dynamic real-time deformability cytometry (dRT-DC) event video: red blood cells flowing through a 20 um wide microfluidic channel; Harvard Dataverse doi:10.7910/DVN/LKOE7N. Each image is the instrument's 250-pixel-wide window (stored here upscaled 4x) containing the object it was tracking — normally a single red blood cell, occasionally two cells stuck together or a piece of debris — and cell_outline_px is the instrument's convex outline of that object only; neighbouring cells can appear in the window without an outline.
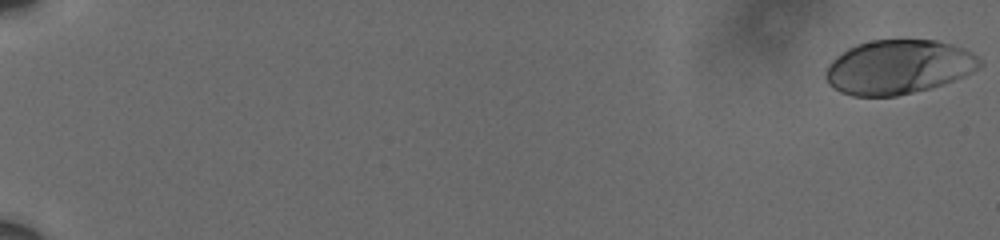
{"species": "human", "species_latin": "Homo sapiens", "temperature_condition": "cold", "stored_images_in_passage": 60, "camera_frame_rate_fps": 3000, "um_per_image_px": 0.085, "donor": {"sex": "male"}, "frame": {"image": 1, "passage_image": 1, "time_ms": 0.0, "image_size_px": [1000, 240], "cell_outline_px": [[984, 64], [980, 68], [964, 76], [944, 84], [896, 96], [852, 96], [840, 92], [832, 88], [828, 84], [824, 76], [824, 72], [828, 64], [836, 56], [848, 48], [856, 44], [872, 40], [936, 40], [952, 44], [964, 48], [976, 56]], "centroid_in_image_um": [76.34, 5.7], "position_along_channel_um": 8.7, "area_um2": 48.9}}
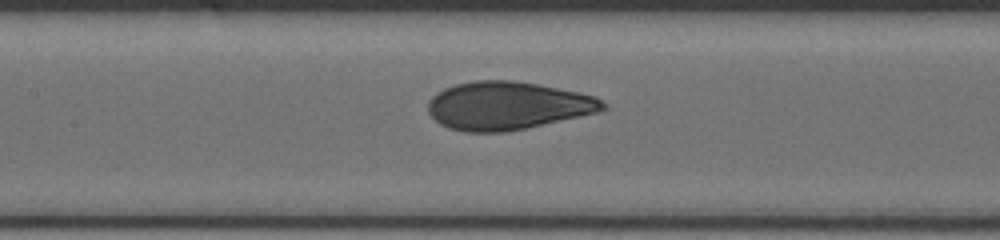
{"frame": {"image": 2, "passage_image": 32, "time_ms": 10.333, "image_size_px": [1000, 240], "cell_outline_px": [[608, 108], [600, 112], [524, 128], [504, 132], [464, 132], [448, 128], [440, 124], [428, 112], [428, 100], [436, 92], [444, 88], [456, 84], [472, 80], [512, 80], [536, 84], [596, 96], [608, 104]], "centroid_in_image_um": [43.13, 8.98], "position_along_channel_um": 164.3, "area_um2": 49.01}}
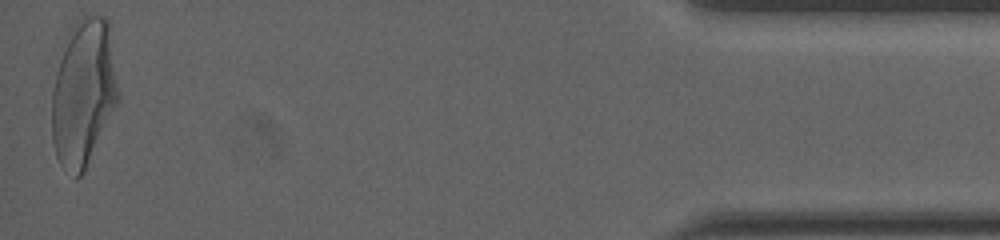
{"frame": {"image": 3, "passage_image": 60, "time_ms": 19.667, "image_size_px": [1000, 240], "cell_outline_px": [[120, 100], [80, 176], [76, 176], [60, 164], [56, 156], [52, 140], [52, 92], [56, 72], [68, 32], [72, 24], [76, 20], [92, 16], [104, 16], [108, 20], [120, 92]], "centroid_in_image_um": [7.11, 7.84], "position_along_channel_um": 428.1, "area_um2": 56.36}, "authors_computed_cell_mechanics": {"area_um2": 48.841, "velocity_mm_per_s": 3.5925, "shape_relaxation_time_tau1_ms": 4.9135, "shape_relaxation_time_tau2_ms": null, "deformation_change_tau1": 0.1844, "deformation_change_tau2": null}}